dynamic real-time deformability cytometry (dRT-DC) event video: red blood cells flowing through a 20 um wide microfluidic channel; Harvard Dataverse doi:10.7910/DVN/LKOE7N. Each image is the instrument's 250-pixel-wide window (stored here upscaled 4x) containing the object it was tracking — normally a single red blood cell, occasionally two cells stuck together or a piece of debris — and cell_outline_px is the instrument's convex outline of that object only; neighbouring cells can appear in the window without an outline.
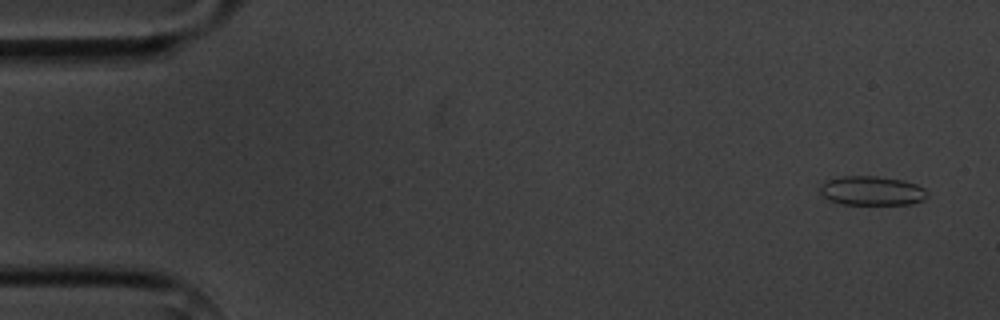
{"species": "common noctule bat (a hibernating species)", "species_latin": "Nyctalus noctula", "temperature_condition": "cold", "stored_images_in_passage": 9, "camera_frame_rate_fps": 3000, "um_per_image_px": 0.085, "animal": {"sex": "male", "body_mass_g": 20.1, "forearm_length_mm": 53.5}, "frame": {"image": 1, "passage_image": 1, "time_ms": 0.0, "image_size_px": [1000, 320], "cell_outline_px": [[924, 200], [912, 204], [840, 204], [828, 200], [820, 196], [820, 184], [828, 180], [844, 176], [876, 176], [904, 180], [916, 184], [924, 188]], "centroid_in_image_um": [74.05, 16.22], "position_along_channel_um": 11.0, "area_um2": 18.26}}
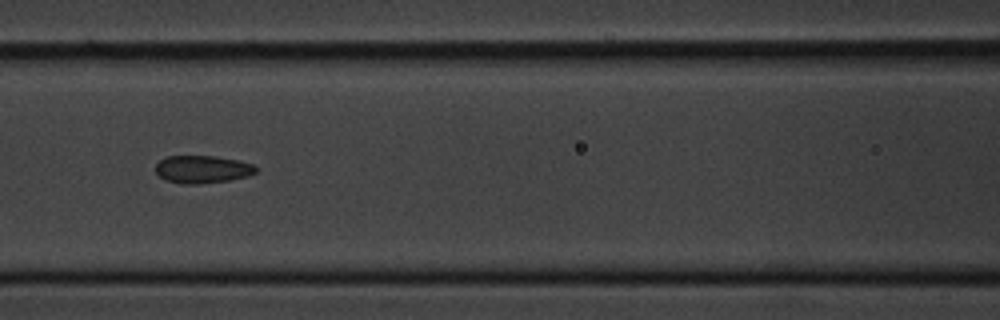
{"frame": {"image": 2, "passage_image": 6, "time_ms": 7.0, "image_size_px": [1000, 320], "cell_outline_px": [[256, 172], [248, 176], [228, 180], [200, 184], [184, 184], [164, 180], [156, 172], [156, 164], [164, 156], [216, 156], [236, 160], [252, 164], [256, 168]], "centroid_in_image_um": [17.16, 14.39], "position_along_channel_um": 149.4, "area_um2": 16.13}}
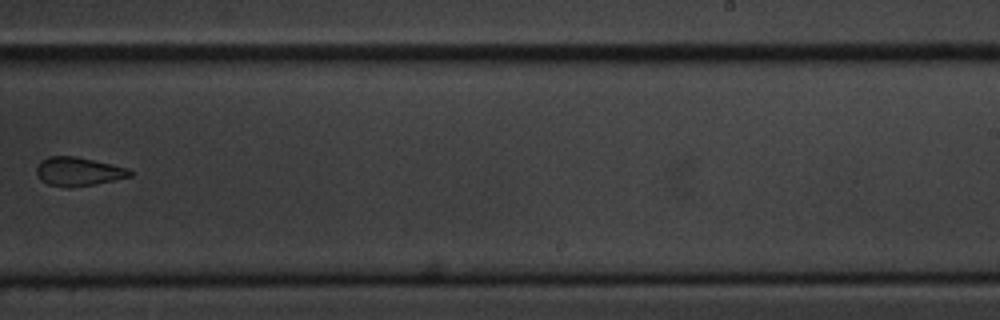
{"frame": {"image": 3, "passage_image": 9, "time_ms": 10.667, "image_size_px": [1000, 320], "cell_outline_px": [[132, 176], [72, 188], [68, 188], [48, 184], [40, 180], [36, 172], [36, 168], [40, 160], [48, 156], [76, 156], [112, 164], [128, 168], [132, 172]], "centroid_in_image_um": [6.62, 14.57], "position_along_channel_um": 282.4, "area_um2": 15.66}}